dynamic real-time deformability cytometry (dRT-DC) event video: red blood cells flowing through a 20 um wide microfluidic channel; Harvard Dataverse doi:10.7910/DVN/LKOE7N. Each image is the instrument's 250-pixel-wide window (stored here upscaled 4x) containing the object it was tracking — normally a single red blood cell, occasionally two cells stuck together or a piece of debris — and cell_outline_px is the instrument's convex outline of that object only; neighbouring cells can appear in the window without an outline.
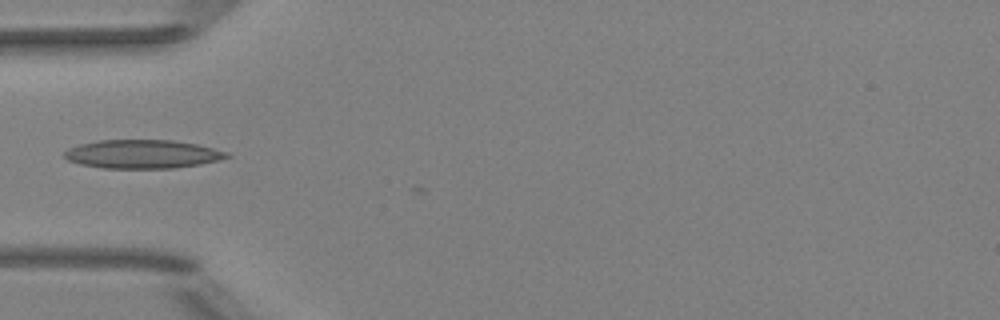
{"species": "Egyptian fruit bat (a non-hibernating species)", "species_latin": "Rousettus aegyptiacus", "temperature_condition": "room temperature", "stored_images_in_passage": 4, "camera_frame_rate_fps": 3000, "um_per_image_px": 0.085, "animal": {"sex": "female"}, "frame": {"image": 1, "passage_image": 1, "time_ms": 0.0, "image_size_px": [1000, 320], "cell_outline_px": [[232, 156], [200, 164], [176, 168], [100, 168], [80, 164], [68, 160], [64, 156], [64, 152], [68, 148], [80, 144], [100, 140], [172, 140], [196, 144], [228, 152]], "centroid_in_image_um": [12.09, 13.1], "position_along_channel_um": 72.9, "area_um2": 26.99}}